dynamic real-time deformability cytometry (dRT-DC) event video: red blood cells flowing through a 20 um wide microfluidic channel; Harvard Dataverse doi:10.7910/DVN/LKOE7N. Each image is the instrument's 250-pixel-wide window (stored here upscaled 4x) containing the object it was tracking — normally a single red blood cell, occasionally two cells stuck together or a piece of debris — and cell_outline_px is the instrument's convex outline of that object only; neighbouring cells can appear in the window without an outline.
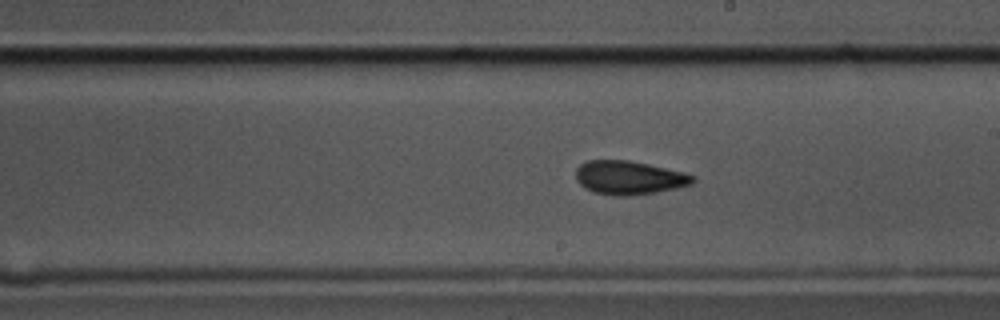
{"species": "common noctule bat (a hibernating species)", "species_latin": "Nyctalus noctula", "temperature_condition": "cold", "stored_images_in_passage": 42, "camera_frame_rate_fps": 3000, "um_per_image_px": 0.085, "animal": {"sex": "male", "body_mass_g": 17.5, "forearm_length_mm": 52.3}, "frame": {"image": 1, "passage_image": 17, "time_ms": 5.333, "image_size_px": [1000, 320], "cell_outline_px": [[696, 180], [692, 184], [676, 188], [656, 192], [628, 196], [616, 196], [592, 192], [584, 188], [576, 180], [576, 168], [580, 164], [588, 160], [628, 160], [648, 164], [684, 172], [696, 176]], "centroid_in_image_um": [53.46, 15.1], "position_along_channel_um": 235.5, "area_um2": 23.12}}
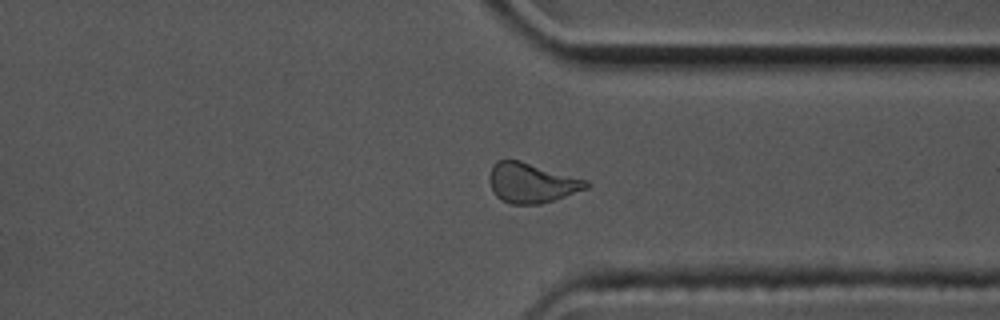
{"frame": {"image": 2, "passage_image": 28, "time_ms": 9.0, "image_size_px": [1000, 320], "cell_outline_px": [[592, 184], [588, 188], [556, 200], [540, 204], [508, 204], [496, 196], [492, 192], [488, 180], [488, 176], [492, 164], [496, 160], [520, 160], [588, 180]], "centroid_in_image_um": [45.18, 15.55], "position_along_channel_um": 366.2, "area_um2": 22.95}}
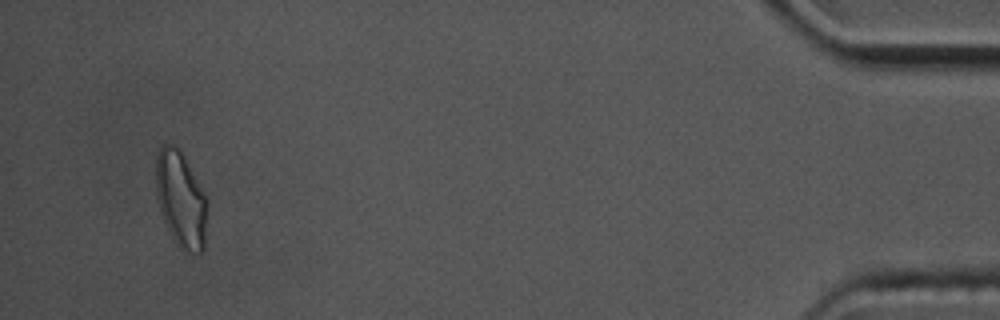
{"frame": {"image": 3, "passage_image": 39, "time_ms": 12.667, "image_size_px": [1000, 320], "cell_outline_px": [[208, 204], [204, 248], [200, 252], [188, 252], [180, 248], [176, 244], [160, 212], [156, 196], [156, 156], [160, 148], [164, 144], [172, 144], [184, 156]], "centroid_in_image_um": [15.36, 16.98], "position_along_channel_um": 419.8, "area_um2": 28.26}, "authors_computed_cell_mechanics": {"area_um2": 22.7154, "velocity_mm_per_s": 3.5732, "shape_relaxation_time_tau1_ms": 6.8371, "shape_relaxation_time_tau2_ms": 2.8704, "deformation_change_tau1": 0.152, "deformation_change_tau2": 0.0907}}